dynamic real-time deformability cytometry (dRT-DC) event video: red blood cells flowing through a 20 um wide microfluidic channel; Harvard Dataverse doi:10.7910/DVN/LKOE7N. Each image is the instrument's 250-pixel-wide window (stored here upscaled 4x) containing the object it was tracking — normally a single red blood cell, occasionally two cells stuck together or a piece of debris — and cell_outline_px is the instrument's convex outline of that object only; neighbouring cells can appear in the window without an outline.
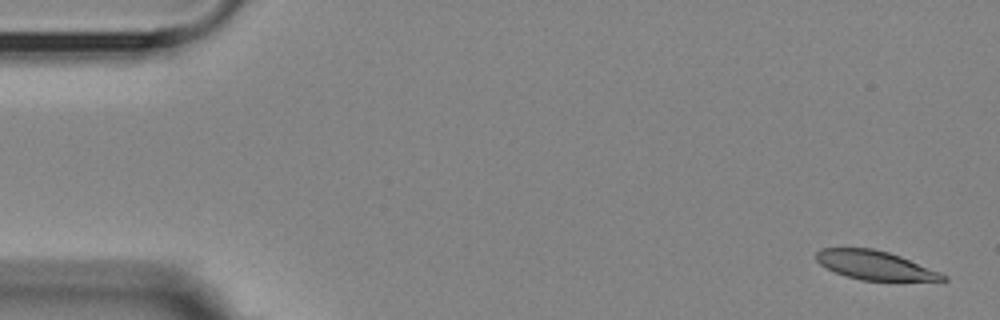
{"species": "Egyptian fruit bat (a non-hibernating species)", "species_latin": "Rousettus aegyptiacus", "temperature_condition": "room temperature", "stored_images_in_passage": 6, "segment_of_instrument_passage": [1, 2], "camera_frame_rate_fps": 3000, "um_per_image_px": 0.085, "animal": {"sex": "female"}, "frame": {"image": 1, "passage_image": 1, "time_ms": 0.0, "image_size_px": [1000, 320], "cell_outline_px": [[948, 280], [860, 280], [836, 272], [820, 264], [816, 260], [816, 252], [820, 248], [872, 248], [888, 252], [900, 256], [940, 272], [948, 276]], "centroid_in_image_um": [74.36, 22.53], "position_along_channel_um": 10.6, "area_um2": 20.98}}
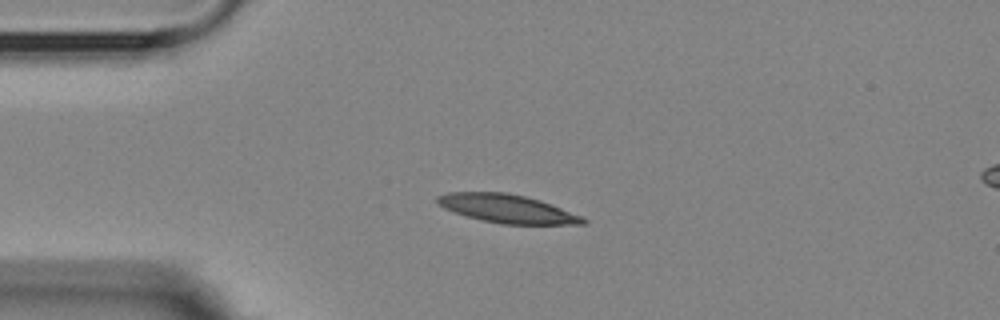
{"frame": {"image": 2, "passage_image": 4, "time_ms": 3.667, "image_size_px": [1000, 320], "cell_outline_px": [[588, 220], [584, 224], [500, 224], [480, 220], [444, 208], [436, 200], [436, 196], [448, 192], [508, 192], [540, 200], [584, 216]], "centroid_in_image_um": [43.15, 17.73], "position_along_channel_um": 41.9, "area_um2": 24.1}}